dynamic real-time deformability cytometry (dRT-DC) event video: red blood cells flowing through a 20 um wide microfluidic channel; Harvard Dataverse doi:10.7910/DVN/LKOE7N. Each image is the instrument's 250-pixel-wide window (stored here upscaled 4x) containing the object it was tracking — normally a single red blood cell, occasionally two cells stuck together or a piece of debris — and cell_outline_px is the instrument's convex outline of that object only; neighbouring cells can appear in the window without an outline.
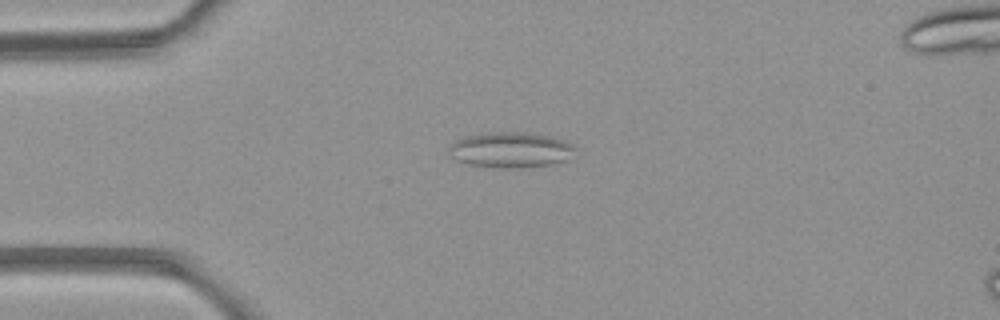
{"species": "common noctule bat (a hibernating species)", "species_latin": "Nyctalus noctula", "temperature_condition": "room temperature", "stored_images_in_passage": 5, "camera_frame_rate_fps": 3000, "um_per_image_px": 0.085, "animal": {"sex": "female", "body_mass_g": 21.9}, "frame": {"image": 1, "passage_image": 2, "time_ms": 1.333, "image_size_px": [1000, 320], "cell_outline_px": [[576, 148], [564, 160], [552, 164], [520, 168], [500, 168], [472, 164], [456, 160], [452, 156], [448, 148], [456, 140], [468, 136], [496, 132], [524, 132], [552, 136], [564, 140], [572, 144]], "centroid_in_image_um": [43.42, 12.73], "position_along_channel_um": 41.6, "area_um2": 25.72}}
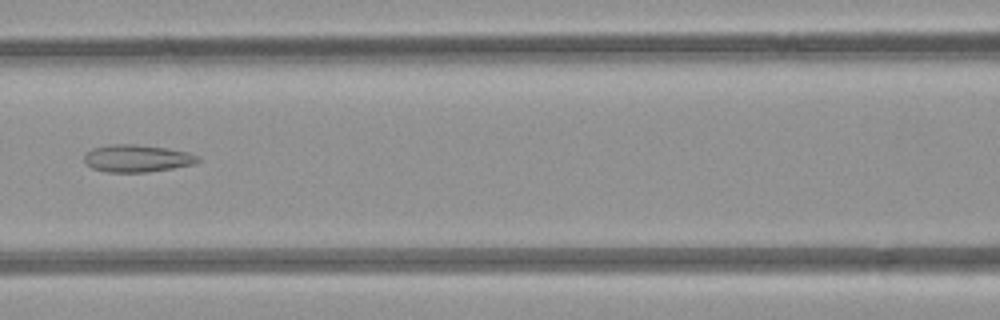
{"frame": {"image": 2, "passage_image": 5, "time_ms": 4.667, "image_size_px": [1000, 320], "cell_outline_px": [[200, 160], [192, 164], [172, 168], [144, 172], [104, 172], [92, 168], [84, 160], [84, 156], [92, 148], [112, 144], [136, 144], [164, 148], [188, 152], [200, 156]], "centroid_in_image_um": [11.64, 13.46], "position_along_channel_um": 155.0, "area_um2": 17.92}}